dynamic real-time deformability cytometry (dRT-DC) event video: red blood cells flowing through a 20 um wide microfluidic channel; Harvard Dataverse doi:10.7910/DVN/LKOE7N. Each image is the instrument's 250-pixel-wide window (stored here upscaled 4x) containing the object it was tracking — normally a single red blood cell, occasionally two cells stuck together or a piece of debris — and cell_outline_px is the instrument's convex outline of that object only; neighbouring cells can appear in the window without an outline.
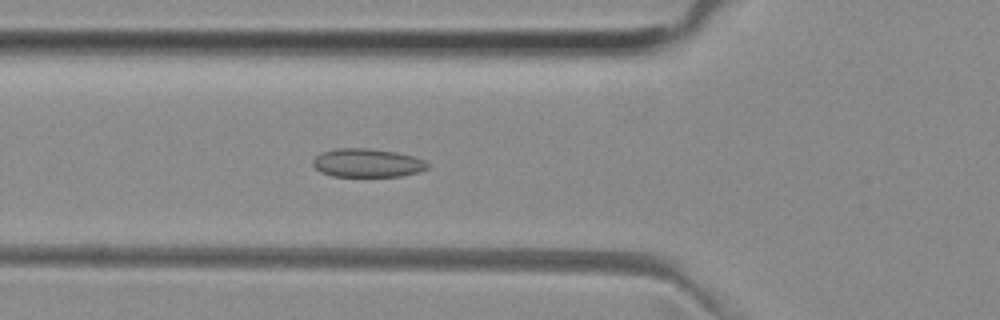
{"species": "common noctule bat (a hibernating species)", "species_latin": "Nyctalus noctula", "temperature_condition": "room temperature", "stored_images_in_passage": 10, "camera_frame_rate_fps": 3000, "um_per_image_px": 0.085, "animal": {"sex": "female", "body_mass_g": 29.2, "forearm_length_mm": 56.3}, "frame": {"image": 1, "passage_image": 5, "time_ms": 1.333, "image_size_px": [1000, 320], "cell_outline_px": [[428, 168], [420, 172], [400, 176], [332, 176], [320, 172], [312, 164], [312, 160], [320, 152], [336, 148], [368, 148], [396, 152], [416, 156], [424, 160], [428, 164]], "centroid_in_image_um": [31.21, 13.84], "position_along_channel_um": 94.6, "area_um2": 19.25}}
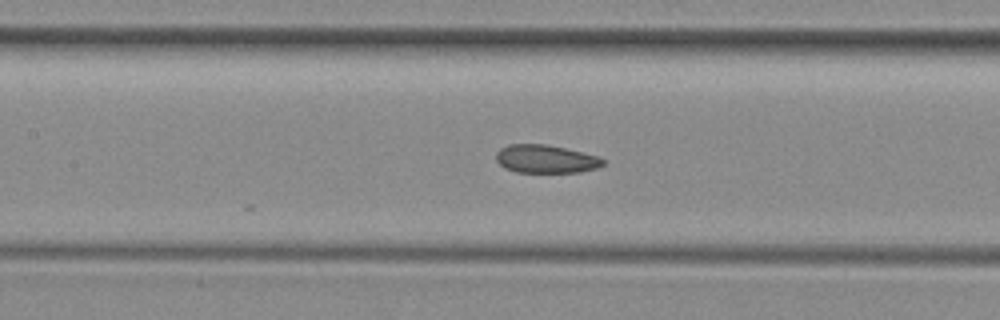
{"frame": {"image": 2, "passage_image": 10, "time_ms": 3.0, "image_size_px": [1000, 320], "cell_outline_px": [[604, 164], [596, 168], [580, 172], [516, 172], [504, 168], [496, 160], [496, 152], [500, 148], [508, 144], [544, 144], [564, 148], [600, 156], [604, 160]], "centroid_in_image_um": [46.37, 13.51], "position_along_channel_um": 161.0, "area_um2": 17.57}}